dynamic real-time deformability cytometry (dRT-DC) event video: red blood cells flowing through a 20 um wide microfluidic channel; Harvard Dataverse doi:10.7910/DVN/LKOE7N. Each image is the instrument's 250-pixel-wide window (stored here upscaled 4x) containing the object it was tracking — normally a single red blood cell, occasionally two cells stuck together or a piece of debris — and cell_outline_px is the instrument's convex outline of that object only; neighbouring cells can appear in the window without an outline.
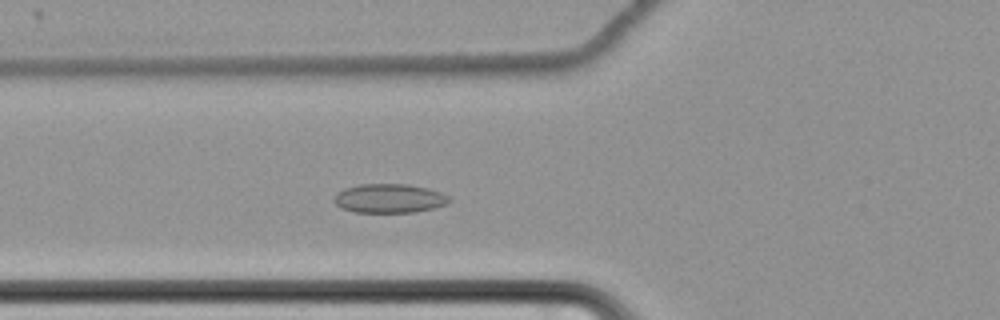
{"species": "common noctule bat (a hibernating species)", "species_latin": "Nyctalus noctula", "temperature_condition": "cold", "stored_images_in_passage": 47, "camera_frame_rate_fps": 3000, "um_per_image_px": 0.085, "animal": {"sex": "female", "body_mass_g": 22.7, "forearm_length_mm": 54.2}, "frame": {"image": 1, "passage_image": 10, "time_ms": 3.0, "image_size_px": [1000, 320], "cell_outline_px": [[452, 200], [448, 204], [436, 208], [412, 212], [352, 212], [336, 204], [332, 200], [336, 192], [344, 188], [360, 184], [408, 184], [428, 188], [440, 192], [448, 196]], "centroid_in_image_um": [33.1, 16.86], "position_along_channel_um": 92.7, "area_um2": 19.65}}
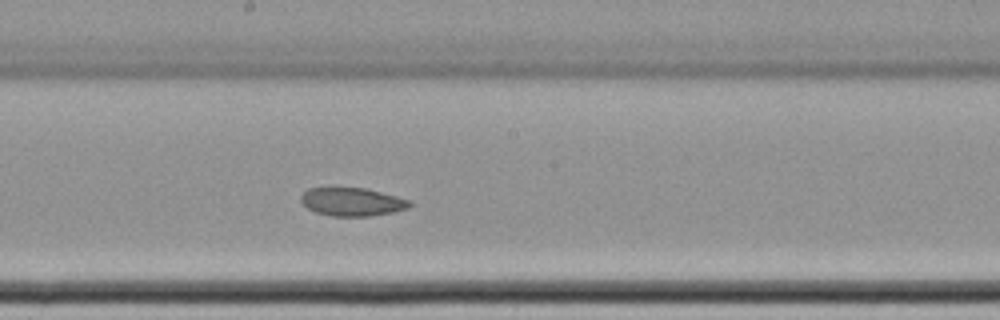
{"frame": {"image": 2, "passage_image": 21, "time_ms": 6.667, "image_size_px": [1000, 320], "cell_outline_px": [[412, 204], [408, 208], [392, 212], [372, 216], [332, 216], [316, 212], [308, 208], [300, 200], [300, 196], [308, 188], [364, 188], [396, 196], [408, 200]], "centroid_in_image_um": [29.91, 17.16], "position_along_channel_um": 218.3, "area_um2": 17.69}}
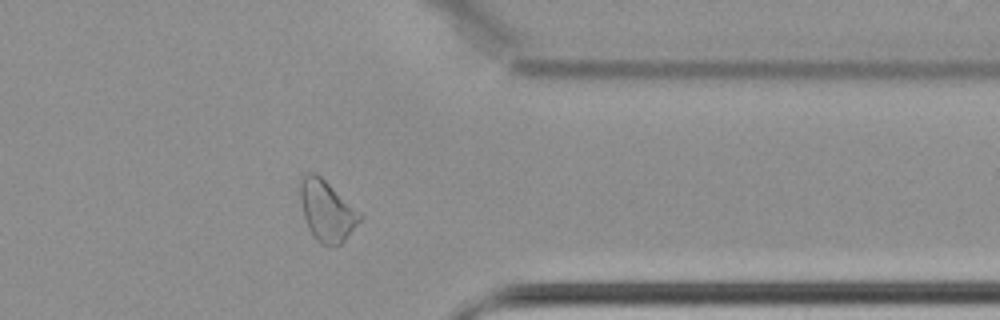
{"frame": {"image": 3, "passage_image": 36, "time_ms": 11.667, "image_size_px": [1000, 320], "cell_outline_px": [[364, 216], [344, 240], [340, 244], [332, 248], [320, 244], [316, 240], [308, 228], [304, 216], [300, 200], [300, 176], [308, 172], [316, 172]], "centroid_in_image_um": [27.76, 17.92], "position_along_channel_um": 383.6, "area_um2": 21.15}}